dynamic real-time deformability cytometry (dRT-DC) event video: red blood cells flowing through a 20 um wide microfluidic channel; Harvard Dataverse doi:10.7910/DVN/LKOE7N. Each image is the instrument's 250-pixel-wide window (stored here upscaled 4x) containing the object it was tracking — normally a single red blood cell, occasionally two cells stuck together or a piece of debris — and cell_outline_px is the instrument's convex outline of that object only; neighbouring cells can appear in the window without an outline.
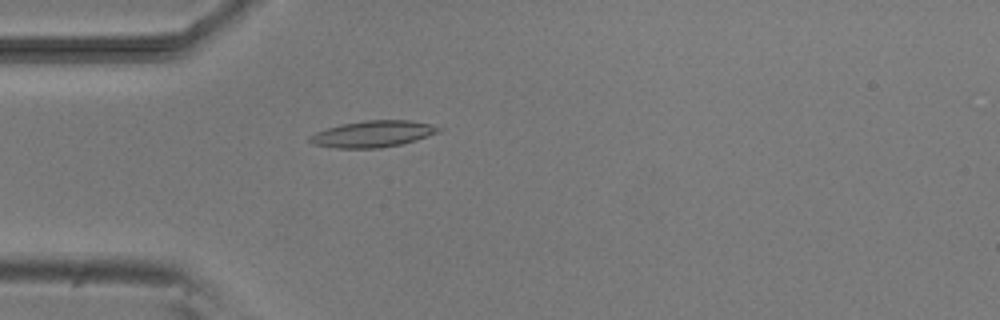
{"species": "common noctule bat (a hibernating species)", "species_latin": "Nyctalus noctula", "temperature_condition": "room temperature", "stored_images_in_passage": 52, "camera_frame_rate_fps": 3000, "um_per_image_px": 0.085, "animal": {"sex": "male", "body_mass_g": 20.5, "forearm_length_mm": 52.5}, "frame": {"image": 1, "passage_image": 14, "time_ms": 4.333, "image_size_px": [1000, 320], "cell_outline_px": [[444, 128], [440, 132], [416, 140], [400, 144], [380, 148], [336, 148], [312, 144], [308, 140], [308, 136], [316, 132], [328, 128], [344, 124], [364, 120], [408, 120], [432, 124]], "centroid_in_image_um": [31.72, 11.38], "position_along_channel_um": 53.3, "area_um2": 19.88}}
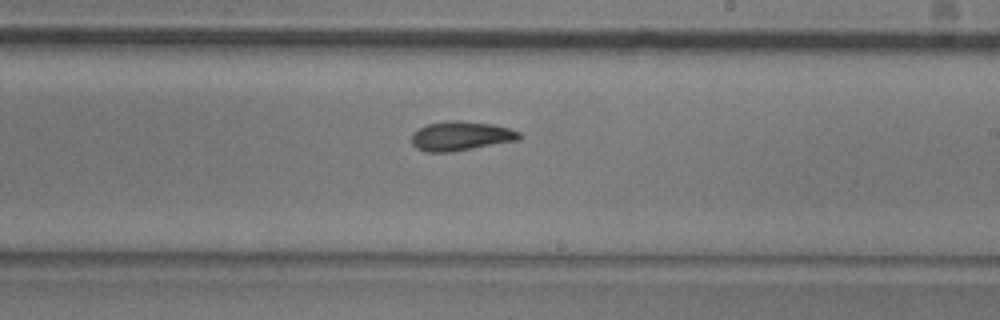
{"frame": {"image": 2, "passage_image": 30, "time_ms": 9.667, "image_size_px": [1000, 320], "cell_outline_px": [[524, 136], [520, 140], [452, 152], [424, 152], [416, 148], [412, 144], [412, 132], [428, 124], [448, 120], [456, 120], [492, 124], [508, 128], [520, 132]], "centroid_in_image_um": [39.19, 11.57], "position_along_channel_um": 249.8, "area_um2": 18.55}}
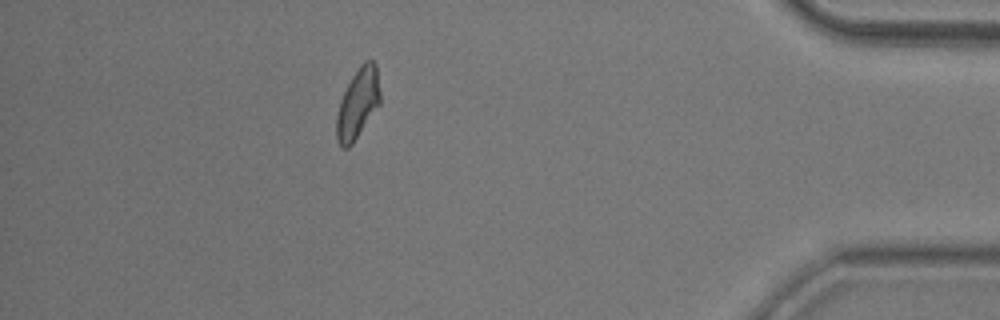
{"frame": {"image": 3, "passage_image": 46, "time_ms": 15.0, "image_size_px": [1000, 320], "cell_outline_px": [[380, 104], [352, 144], [348, 148], [340, 148], [336, 140], [336, 116], [340, 100], [352, 76], [360, 64], [364, 60], [372, 60], [376, 64], [380, 92]], "centroid_in_image_um": [30.4, 8.81], "position_along_channel_um": 404.8, "area_um2": 17.92}, "authors_computed_cell_mechanics": {"area_um2": 17.9758, "velocity_mm_per_s": 3.7972, "shape_relaxation_time_tau1_ms": 10.1715, "shape_relaxation_time_tau2_ms": 4.8373, "deformation_change_tau1": 0.2331, "deformation_change_tau2": 0.1219}}